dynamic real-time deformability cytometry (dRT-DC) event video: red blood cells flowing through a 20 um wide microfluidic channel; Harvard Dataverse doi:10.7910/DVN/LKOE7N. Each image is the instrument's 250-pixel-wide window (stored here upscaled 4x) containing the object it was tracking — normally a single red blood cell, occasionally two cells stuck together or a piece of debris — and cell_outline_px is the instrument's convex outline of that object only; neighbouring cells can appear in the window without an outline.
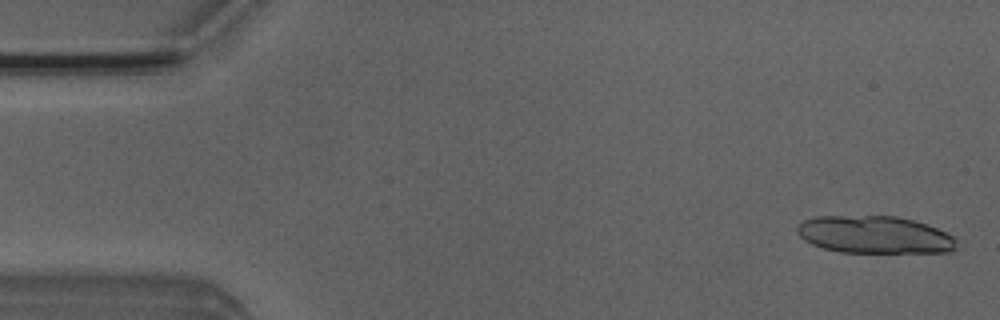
{"species": "Egyptian fruit bat (a non-hibernating species)", "species_latin": "Rousettus aegyptiacus", "temperature_condition": "room temperature", "stored_images_in_passage": 53, "segment_of_instrument_passage": [1, 2], "camera_frame_rate_fps": 3000, "um_per_image_px": 0.085, "animal": {"sex": "male"}, "frame": {"image": 1, "passage_image": 2, "time_ms": 0.333, "image_size_px": [1000, 320], "cell_outline_px": [[956, 248], [948, 252], [840, 252], [824, 248], [812, 244], [804, 240], [796, 232], [796, 224], [804, 220], [816, 216], [896, 216], [928, 224], [952, 236], [956, 240]], "centroid_in_image_um": [74.3, 19.94], "position_along_channel_um": 10.7, "area_um2": 34.74}}